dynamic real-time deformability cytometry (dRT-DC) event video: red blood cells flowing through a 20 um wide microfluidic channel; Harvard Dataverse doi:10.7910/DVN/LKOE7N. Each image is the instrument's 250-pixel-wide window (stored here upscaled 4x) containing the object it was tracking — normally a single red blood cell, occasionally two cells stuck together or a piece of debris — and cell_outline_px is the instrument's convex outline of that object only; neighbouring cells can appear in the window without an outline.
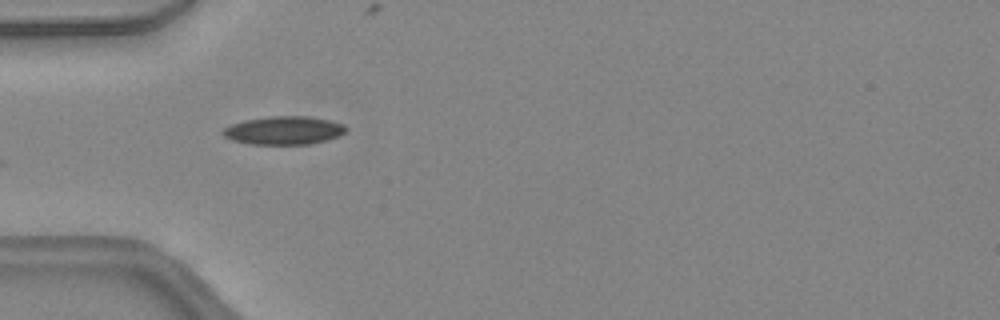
{"species": "common noctule bat (a hibernating species)", "species_latin": "Nyctalus noctula", "temperature_condition": "warm", "stored_images_in_passage": 4, "camera_frame_rate_fps": 3000, "um_per_image_px": 0.085, "animal": {"sex": "female", "body_mass_g": 24.6, "forearm_length_mm": 56.2}, "frame": {"image": 1, "passage_image": 1, "time_ms": 0.0, "image_size_px": [1000, 320], "cell_outline_px": [[348, 128], [340, 136], [328, 140], [308, 144], [248, 144], [232, 140], [224, 136], [220, 132], [224, 128], [232, 124], [244, 120], [268, 116], [308, 116], [328, 120], [344, 124]], "centroid_in_image_um": [24.13, 11.08], "position_along_channel_um": 60.9, "area_um2": 20.4}}